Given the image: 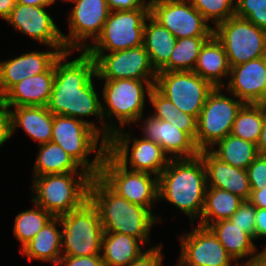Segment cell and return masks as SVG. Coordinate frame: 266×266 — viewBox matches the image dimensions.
Returning <instances> with one entry per match:
<instances>
[{"instance_id": "obj_1", "label": "cell", "mask_w": 266, "mask_h": 266, "mask_svg": "<svg viewBox=\"0 0 266 266\" xmlns=\"http://www.w3.org/2000/svg\"><path fill=\"white\" fill-rule=\"evenodd\" d=\"M72 52L61 53L55 61L53 89L46 107L53 115L80 120L84 116H96L102 124L100 134L107 141L108 122L104 121L102 100L93 83L97 78L95 60L86 51H78L81 55L68 61Z\"/></svg>"}, {"instance_id": "obj_2", "label": "cell", "mask_w": 266, "mask_h": 266, "mask_svg": "<svg viewBox=\"0 0 266 266\" xmlns=\"http://www.w3.org/2000/svg\"><path fill=\"white\" fill-rule=\"evenodd\" d=\"M88 200L97 209L104 232H116L150 242V230L160 219L146 207L113 192L98 176L91 178Z\"/></svg>"}, {"instance_id": "obj_3", "label": "cell", "mask_w": 266, "mask_h": 266, "mask_svg": "<svg viewBox=\"0 0 266 266\" xmlns=\"http://www.w3.org/2000/svg\"><path fill=\"white\" fill-rule=\"evenodd\" d=\"M206 169L202 158L170 159L158 176V200H165L194 222L202 215L207 190Z\"/></svg>"}, {"instance_id": "obj_4", "label": "cell", "mask_w": 266, "mask_h": 266, "mask_svg": "<svg viewBox=\"0 0 266 266\" xmlns=\"http://www.w3.org/2000/svg\"><path fill=\"white\" fill-rule=\"evenodd\" d=\"M51 142L62 147L92 177L99 175L101 162L107 151L106 141L100 135V126L98 127L94 122L88 120L53 115ZM94 152L96 155L90 161L88 155Z\"/></svg>"}, {"instance_id": "obj_5", "label": "cell", "mask_w": 266, "mask_h": 266, "mask_svg": "<svg viewBox=\"0 0 266 266\" xmlns=\"http://www.w3.org/2000/svg\"><path fill=\"white\" fill-rule=\"evenodd\" d=\"M32 202L60 217L80 208L88 200L92 176L88 172L46 174L33 177Z\"/></svg>"}, {"instance_id": "obj_6", "label": "cell", "mask_w": 266, "mask_h": 266, "mask_svg": "<svg viewBox=\"0 0 266 266\" xmlns=\"http://www.w3.org/2000/svg\"><path fill=\"white\" fill-rule=\"evenodd\" d=\"M102 98L106 105L102 103V112L105 118H109L108 139L113 132L123 129L127 124L140 122L145 106V98L150 94L156 80H136V79H115L104 80ZM107 106V107H106ZM115 117L119 126L112 123ZM111 118V119H110ZM118 127V128H117Z\"/></svg>"}, {"instance_id": "obj_7", "label": "cell", "mask_w": 266, "mask_h": 266, "mask_svg": "<svg viewBox=\"0 0 266 266\" xmlns=\"http://www.w3.org/2000/svg\"><path fill=\"white\" fill-rule=\"evenodd\" d=\"M59 218L63 227L62 256L101 255L104 231L98 211L89 200Z\"/></svg>"}, {"instance_id": "obj_8", "label": "cell", "mask_w": 266, "mask_h": 266, "mask_svg": "<svg viewBox=\"0 0 266 266\" xmlns=\"http://www.w3.org/2000/svg\"><path fill=\"white\" fill-rule=\"evenodd\" d=\"M222 87H215L207 96L197 119L195 145L199 151L209 150L231 134L233 123L245 104L233 95L222 94ZM236 98V99H235Z\"/></svg>"}, {"instance_id": "obj_9", "label": "cell", "mask_w": 266, "mask_h": 266, "mask_svg": "<svg viewBox=\"0 0 266 266\" xmlns=\"http://www.w3.org/2000/svg\"><path fill=\"white\" fill-rule=\"evenodd\" d=\"M98 177L117 195L151 212L153 203L159 201L157 176L123 167L107 151Z\"/></svg>"}, {"instance_id": "obj_10", "label": "cell", "mask_w": 266, "mask_h": 266, "mask_svg": "<svg viewBox=\"0 0 266 266\" xmlns=\"http://www.w3.org/2000/svg\"><path fill=\"white\" fill-rule=\"evenodd\" d=\"M149 8L110 11L101 34L90 43L87 53L121 51L143 45Z\"/></svg>"}, {"instance_id": "obj_11", "label": "cell", "mask_w": 266, "mask_h": 266, "mask_svg": "<svg viewBox=\"0 0 266 266\" xmlns=\"http://www.w3.org/2000/svg\"><path fill=\"white\" fill-rule=\"evenodd\" d=\"M213 34L224 46L229 66L266 56V30L236 15L221 22Z\"/></svg>"}, {"instance_id": "obj_12", "label": "cell", "mask_w": 266, "mask_h": 266, "mask_svg": "<svg viewBox=\"0 0 266 266\" xmlns=\"http://www.w3.org/2000/svg\"><path fill=\"white\" fill-rule=\"evenodd\" d=\"M130 136L132 137L131 133H125L122 129L113 132L106 141L107 152L123 167H130L129 170L147 172L158 177L168 165L170 157L160 145L143 136L136 137L134 140ZM131 141L132 148L129 156Z\"/></svg>"}, {"instance_id": "obj_13", "label": "cell", "mask_w": 266, "mask_h": 266, "mask_svg": "<svg viewBox=\"0 0 266 266\" xmlns=\"http://www.w3.org/2000/svg\"><path fill=\"white\" fill-rule=\"evenodd\" d=\"M154 87L182 112L196 119L214 89L194 71H158Z\"/></svg>"}, {"instance_id": "obj_14", "label": "cell", "mask_w": 266, "mask_h": 266, "mask_svg": "<svg viewBox=\"0 0 266 266\" xmlns=\"http://www.w3.org/2000/svg\"><path fill=\"white\" fill-rule=\"evenodd\" d=\"M149 15L177 39L211 37L214 28L189 0H148Z\"/></svg>"}, {"instance_id": "obj_15", "label": "cell", "mask_w": 266, "mask_h": 266, "mask_svg": "<svg viewBox=\"0 0 266 266\" xmlns=\"http://www.w3.org/2000/svg\"><path fill=\"white\" fill-rule=\"evenodd\" d=\"M88 54L95 60L97 80H156L157 72L152 67L143 45L108 54Z\"/></svg>"}, {"instance_id": "obj_16", "label": "cell", "mask_w": 266, "mask_h": 266, "mask_svg": "<svg viewBox=\"0 0 266 266\" xmlns=\"http://www.w3.org/2000/svg\"><path fill=\"white\" fill-rule=\"evenodd\" d=\"M68 24L69 35L62 32V39L66 50L85 51L90 38L93 43L101 34L109 15L107 0H75L73 2Z\"/></svg>"}, {"instance_id": "obj_17", "label": "cell", "mask_w": 266, "mask_h": 266, "mask_svg": "<svg viewBox=\"0 0 266 266\" xmlns=\"http://www.w3.org/2000/svg\"><path fill=\"white\" fill-rule=\"evenodd\" d=\"M179 238L181 253L178 260L186 266H241L233 263V258L209 228L197 225Z\"/></svg>"}, {"instance_id": "obj_18", "label": "cell", "mask_w": 266, "mask_h": 266, "mask_svg": "<svg viewBox=\"0 0 266 266\" xmlns=\"http://www.w3.org/2000/svg\"><path fill=\"white\" fill-rule=\"evenodd\" d=\"M45 6H30L16 3L10 16L5 20L14 29L45 44L50 49H66L62 32L48 14Z\"/></svg>"}, {"instance_id": "obj_19", "label": "cell", "mask_w": 266, "mask_h": 266, "mask_svg": "<svg viewBox=\"0 0 266 266\" xmlns=\"http://www.w3.org/2000/svg\"><path fill=\"white\" fill-rule=\"evenodd\" d=\"M66 49L32 51L0 61V98L23 79L46 72Z\"/></svg>"}, {"instance_id": "obj_20", "label": "cell", "mask_w": 266, "mask_h": 266, "mask_svg": "<svg viewBox=\"0 0 266 266\" xmlns=\"http://www.w3.org/2000/svg\"><path fill=\"white\" fill-rule=\"evenodd\" d=\"M142 124L143 138L160 145L170 155V159L194 158L199 155L194 140L172 123L156 119L150 114Z\"/></svg>"}, {"instance_id": "obj_21", "label": "cell", "mask_w": 266, "mask_h": 266, "mask_svg": "<svg viewBox=\"0 0 266 266\" xmlns=\"http://www.w3.org/2000/svg\"><path fill=\"white\" fill-rule=\"evenodd\" d=\"M231 77V78H230ZM266 81V56L230 67L229 94L249 104H261Z\"/></svg>"}, {"instance_id": "obj_22", "label": "cell", "mask_w": 266, "mask_h": 266, "mask_svg": "<svg viewBox=\"0 0 266 266\" xmlns=\"http://www.w3.org/2000/svg\"><path fill=\"white\" fill-rule=\"evenodd\" d=\"M205 169L207 186L219 188L249 200L251 188L245 169L234 167L217 158L210 150L199 151Z\"/></svg>"}, {"instance_id": "obj_23", "label": "cell", "mask_w": 266, "mask_h": 266, "mask_svg": "<svg viewBox=\"0 0 266 266\" xmlns=\"http://www.w3.org/2000/svg\"><path fill=\"white\" fill-rule=\"evenodd\" d=\"M55 62L44 73L27 77L15 84L2 98L5 107L46 106L53 89Z\"/></svg>"}, {"instance_id": "obj_24", "label": "cell", "mask_w": 266, "mask_h": 266, "mask_svg": "<svg viewBox=\"0 0 266 266\" xmlns=\"http://www.w3.org/2000/svg\"><path fill=\"white\" fill-rule=\"evenodd\" d=\"M7 108L11 117V135H13L18 127H22L31 139L39 142V145L51 142L53 114L46 106H18Z\"/></svg>"}, {"instance_id": "obj_25", "label": "cell", "mask_w": 266, "mask_h": 266, "mask_svg": "<svg viewBox=\"0 0 266 266\" xmlns=\"http://www.w3.org/2000/svg\"><path fill=\"white\" fill-rule=\"evenodd\" d=\"M208 228L218 238L235 263L239 264V259L242 260L249 256L241 266H251L258 251L254 239L249 234L229 219L212 223Z\"/></svg>"}, {"instance_id": "obj_26", "label": "cell", "mask_w": 266, "mask_h": 266, "mask_svg": "<svg viewBox=\"0 0 266 266\" xmlns=\"http://www.w3.org/2000/svg\"><path fill=\"white\" fill-rule=\"evenodd\" d=\"M193 71L214 88H224L223 79L229 78L230 66L224 46L214 34L202 46Z\"/></svg>"}, {"instance_id": "obj_27", "label": "cell", "mask_w": 266, "mask_h": 266, "mask_svg": "<svg viewBox=\"0 0 266 266\" xmlns=\"http://www.w3.org/2000/svg\"><path fill=\"white\" fill-rule=\"evenodd\" d=\"M57 224L61 226L59 217L51 219L21 250L28 258L51 262L58 266L62 258V228L58 230Z\"/></svg>"}, {"instance_id": "obj_28", "label": "cell", "mask_w": 266, "mask_h": 266, "mask_svg": "<svg viewBox=\"0 0 266 266\" xmlns=\"http://www.w3.org/2000/svg\"><path fill=\"white\" fill-rule=\"evenodd\" d=\"M143 243L130 235L104 232L101 256L104 266H129L142 252Z\"/></svg>"}, {"instance_id": "obj_29", "label": "cell", "mask_w": 266, "mask_h": 266, "mask_svg": "<svg viewBox=\"0 0 266 266\" xmlns=\"http://www.w3.org/2000/svg\"><path fill=\"white\" fill-rule=\"evenodd\" d=\"M149 22V23H148ZM177 38L150 15L145 20L143 46L152 67L158 72L168 61Z\"/></svg>"}, {"instance_id": "obj_30", "label": "cell", "mask_w": 266, "mask_h": 266, "mask_svg": "<svg viewBox=\"0 0 266 266\" xmlns=\"http://www.w3.org/2000/svg\"><path fill=\"white\" fill-rule=\"evenodd\" d=\"M243 201L238 195L226 190L207 187L198 225L208 228L212 223L229 219Z\"/></svg>"}, {"instance_id": "obj_31", "label": "cell", "mask_w": 266, "mask_h": 266, "mask_svg": "<svg viewBox=\"0 0 266 266\" xmlns=\"http://www.w3.org/2000/svg\"><path fill=\"white\" fill-rule=\"evenodd\" d=\"M77 171L86 172L58 144L48 142L39 145L33 177Z\"/></svg>"}, {"instance_id": "obj_32", "label": "cell", "mask_w": 266, "mask_h": 266, "mask_svg": "<svg viewBox=\"0 0 266 266\" xmlns=\"http://www.w3.org/2000/svg\"><path fill=\"white\" fill-rule=\"evenodd\" d=\"M209 149L217 158L234 167L247 169L259 155L257 145L232 134L227 135ZM214 148V149H213Z\"/></svg>"}, {"instance_id": "obj_33", "label": "cell", "mask_w": 266, "mask_h": 266, "mask_svg": "<svg viewBox=\"0 0 266 266\" xmlns=\"http://www.w3.org/2000/svg\"><path fill=\"white\" fill-rule=\"evenodd\" d=\"M210 37L177 39L169 61L159 71H193L200 50Z\"/></svg>"}, {"instance_id": "obj_34", "label": "cell", "mask_w": 266, "mask_h": 266, "mask_svg": "<svg viewBox=\"0 0 266 266\" xmlns=\"http://www.w3.org/2000/svg\"><path fill=\"white\" fill-rule=\"evenodd\" d=\"M33 209L16 215L13 233L21 243V249L54 217L44 208L34 204Z\"/></svg>"}, {"instance_id": "obj_35", "label": "cell", "mask_w": 266, "mask_h": 266, "mask_svg": "<svg viewBox=\"0 0 266 266\" xmlns=\"http://www.w3.org/2000/svg\"><path fill=\"white\" fill-rule=\"evenodd\" d=\"M261 130V104L245 103L236 116L231 134L257 145Z\"/></svg>"}, {"instance_id": "obj_36", "label": "cell", "mask_w": 266, "mask_h": 266, "mask_svg": "<svg viewBox=\"0 0 266 266\" xmlns=\"http://www.w3.org/2000/svg\"><path fill=\"white\" fill-rule=\"evenodd\" d=\"M204 19L216 27L235 15V0H189Z\"/></svg>"}, {"instance_id": "obj_37", "label": "cell", "mask_w": 266, "mask_h": 266, "mask_svg": "<svg viewBox=\"0 0 266 266\" xmlns=\"http://www.w3.org/2000/svg\"><path fill=\"white\" fill-rule=\"evenodd\" d=\"M235 15L266 30V0H235Z\"/></svg>"}, {"instance_id": "obj_38", "label": "cell", "mask_w": 266, "mask_h": 266, "mask_svg": "<svg viewBox=\"0 0 266 266\" xmlns=\"http://www.w3.org/2000/svg\"><path fill=\"white\" fill-rule=\"evenodd\" d=\"M255 214L256 207L249 200H244L229 220L255 240Z\"/></svg>"}, {"instance_id": "obj_39", "label": "cell", "mask_w": 266, "mask_h": 266, "mask_svg": "<svg viewBox=\"0 0 266 266\" xmlns=\"http://www.w3.org/2000/svg\"><path fill=\"white\" fill-rule=\"evenodd\" d=\"M148 98L155 110L152 116L156 119H172L175 113L180 110L155 87L151 89Z\"/></svg>"}, {"instance_id": "obj_40", "label": "cell", "mask_w": 266, "mask_h": 266, "mask_svg": "<svg viewBox=\"0 0 266 266\" xmlns=\"http://www.w3.org/2000/svg\"><path fill=\"white\" fill-rule=\"evenodd\" d=\"M251 192L266 186V155H258L246 169Z\"/></svg>"}, {"instance_id": "obj_41", "label": "cell", "mask_w": 266, "mask_h": 266, "mask_svg": "<svg viewBox=\"0 0 266 266\" xmlns=\"http://www.w3.org/2000/svg\"><path fill=\"white\" fill-rule=\"evenodd\" d=\"M159 120H164L172 123L177 128L186 132L195 141V136L197 133V119L194 116L179 110V112L175 113L172 119H159Z\"/></svg>"}, {"instance_id": "obj_42", "label": "cell", "mask_w": 266, "mask_h": 266, "mask_svg": "<svg viewBox=\"0 0 266 266\" xmlns=\"http://www.w3.org/2000/svg\"><path fill=\"white\" fill-rule=\"evenodd\" d=\"M162 244L142 252L129 266H162Z\"/></svg>"}, {"instance_id": "obj_43", "label": "cell", "mask_w": 266, "mask_h": 266, "mask_svg": "<svg viewBox=\"0 0 266 266\" xmlns=\"http://www.w3.org/2000/svg\"><path fill=\"white\" fill-rule=\"evenodd\" d=\"M58 266H104L102 256H62Z\"/></svg>"}, {"instance_id": "obj_44", "label": "cell", "mask_w": 266, "mask_h": 266, "mask_svg": "<svg viewBox=\"0 0 266 266\" xmlns=\"http://www.w3.org/2000/svg\"><path fill=\"white\" fill-rule=\"evenodd\" d=\"M110 11L149 8L147 0H107Z\"/></svg>"}, {"instance_id": "obj_45", "label": "cell", "mask_w": 266, "mask_h": 266, "mask_svg": "<svg viewBox=\"0 0 266 266\" xmlns=\"http://www.w3.org/2000/svg\"><path fill=\"white\" fill-rule=\"evenodd\" d=\"M11 117L7 107L0 104V147L11 137Z\"/></svg>"}, {"instance_id": "obj_46", "label": "cell", "mask_w": 266, "mask_h": 266, "mask_svg": "<svg viewBox=\"0 0 266 266\" xmlns=\"http://www.w3.org/2000/svg\"><path fill=\"white\" fill-rule=\"evenodd\" d=\"M261 237H266V209L256 208L255 240Z\"/></svg>"}, {"instance_id": "obj_47", "label": "cell", "mask_w": 266, "mask_h": 266, "mask_svg": "<svg viewBox=\"0 0 266 266\" xmlns=\"http://www.w3.org/2000/svg\"><path fill=\"white\" fill-rule=\"evenodd\" d=\"M262 130L257 142V152L266 155V104L261 103Z\"/></svg>"}, {"instance_id": "obj_48", "label": "cell", "mask_w": 266, "mask_h": 266, "mask_svg": "<svg viewBox=\"0 0 266 266\" xmlns=\"http://www.w3.org/2000/svg\"><path fill=\"white\" fill-rule=\"evenodd\" d=\"M249 201L256 208H265L266 209V186H264L261 190H253L251 192V196Z\"/></svg>"}, {"instance_id": "obj_49", "label": "cell", "mask_w": 266, "mask_h": 266, "mask_svg": "<svg viewBox=\"0 0 266 266\" xmlns=\"http://www.w3.org/2000/svg\"><path fill=\"white\" fill-rule=\"evenodd\" d=\"M15 4L16 0H0V18L6 20L10 16Z\"/></svg>"}, {"instance_id": "obj_50", "label": "cell", "mask_w": 266, "mask_h": 266, "mask_svg": "<svg viewBox=\"0 0 266 266\" xmlns=\"http://www.w3.org/2000/svg\"><path fill=\"white\" fill-rule=\"evenodd\" d=\"M16 3H20L23 5H30V6H45L50 7L52 6L51 0H16Z\"/></svg>"}, {"instance_id": "obj_51", "label": "cell", "mask_w": 266, "mask_h": 266, "mask_svg": "<svg viewBox=\"0 0 266 266\" xmlns=\"http://www.w3.org/2000/svg\"><path fill=\"white\" fill-rule=\"evenodd\" d=\"M251 266H266V246L257 253Z\"/></svg>"}, {"instance_id": "obj_52", "label": "cell", "mask_w": 266, "mask_h": 266, "mask_svg": "<svg viewBox=\"0 0 266 266\" xmlns=\"http://www.w3.org/2000/svg\"><path fill=\"white\" fill-rule=\"evenodd\" d=\"M266 102V81L264 82V89L262 94V103Z\"/></svg>"}, {"instance_id": "obj_53", "label": "cell", "mask_w": 266, "mask_h": 266, "mask_svg": "<svg viewBox=\"0 0 266 266\" xmlns=\"http://www.w3.org/2000/svg\"><path fill=\"white\" fill-rule=\"evenodd\" d=\"M57 0H51V3L54 4ZM61 1H66V2H74L75 0H61Z\"/></svg>"}]
</instances>
